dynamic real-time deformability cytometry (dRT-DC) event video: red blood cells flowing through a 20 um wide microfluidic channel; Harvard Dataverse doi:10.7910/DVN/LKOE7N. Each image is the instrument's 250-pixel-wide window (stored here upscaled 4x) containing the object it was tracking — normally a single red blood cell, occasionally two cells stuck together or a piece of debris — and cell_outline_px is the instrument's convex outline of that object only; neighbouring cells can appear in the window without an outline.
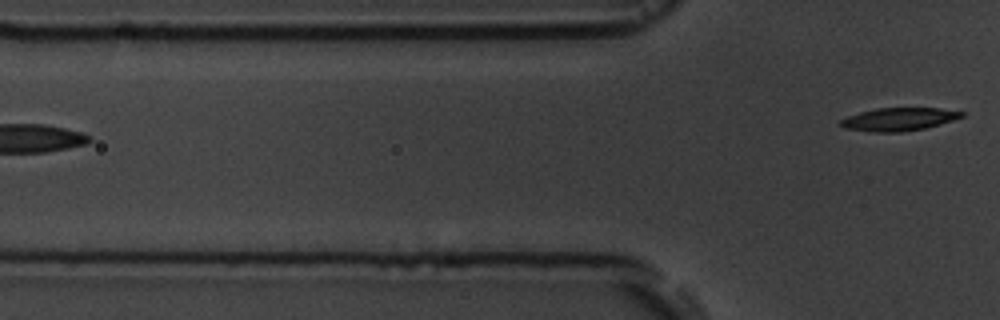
{"species": "common noctule bat (a hibernating species)", "species_latin": "Nyctalus noctula", "temperature_condition": "room temperature", "stored_images_in_passage": 5, "camera_frame_rate_fps": 3000, "um_per_image_px": 0.085, "animal": {"sex": "male", "body_mass_g": 19.5, "forearm_length_mm": 54.6}, "frame": {"image": 1, "passage_image": 5, "time_ms": 4.667, "image_size_px": [1000, 320], "cell_outline_px": [[964, 116], [952, 120], [924, 128], [900, 132], [876, 132], [844, 128], [836, 124], [840, 120], [848, 116], [860, 112], [876, 108], [940, 108], [964, 112]], "centroid_in_image_um": [76.35, 10.13], "position_along_channel_um": 49.5, "area_um2": 16.13}}